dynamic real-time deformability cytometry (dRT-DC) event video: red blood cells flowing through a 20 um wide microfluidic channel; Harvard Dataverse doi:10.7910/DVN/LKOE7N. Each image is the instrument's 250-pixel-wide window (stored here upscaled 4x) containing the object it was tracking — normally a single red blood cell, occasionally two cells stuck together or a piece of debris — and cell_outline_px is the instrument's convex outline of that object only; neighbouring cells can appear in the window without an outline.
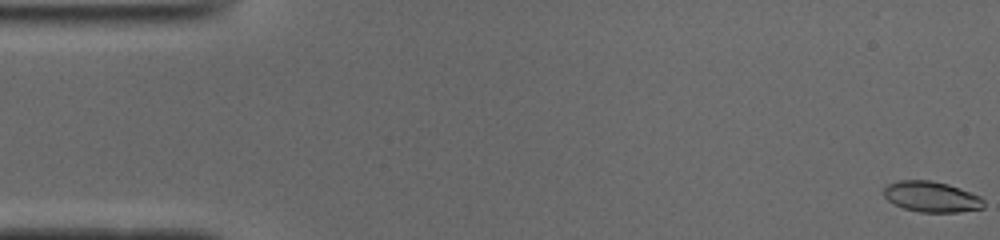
{"species": "common noctule bat (a hibernating species)", "species_latin": "Nyctalus noctula", "temperature_condition": "cold", "stored_images_in_passage": 51, "camera_frame_rate_fps": 3000, "um_per_image_px": 0.085, "animal": {"sex": "male", "body_mass_g": 19.0, "forearm_length_mm": 50.8}, "frame": {"image": 1, "passage_image": 1, "time_ms": 0.0, "image_size_px": [1000, 240], "cell_outline_px": [[984, 208], [956, 212], [920, 212], [904, 208], [888, 200], [880, 192], [888, 184], [896, 180], [932, 180], [948, 184], [960, 188], [980, 196], [984, 200]], "centroid_in_image_um": [79.16, 16.71], "position_along_channel_um": 5.8, "area_um2": 17.98}}
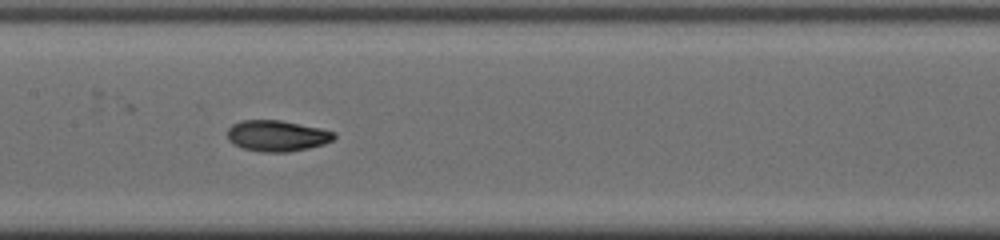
{"frame": {"image": 2, "passage_image": 25, "time_ms": 8.0, "image_size_px": [1000, 240], "cell_outline_px": [[336, 136], [332, 140], [324, 144], [308, 148], [288, 152], [260, 152], [244, 148], [232, 144], [228, 140], [228, 128], [232, 124], [240, 120], [280, 120], [320, 128], [336, 132]], "centroid_in_image_um": [23.53, 11.54], "position_along_channel_um": 183.9, "area_um2": 19.36}}
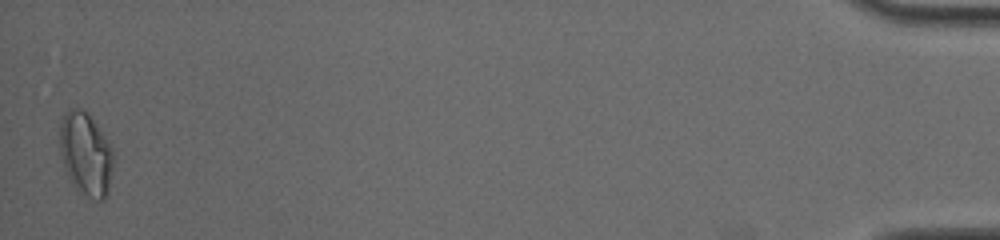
{"frame": {"image": 3, "passage_image": 51, "time_ms": 16.667, "image_size_px": [1000, 240], "cell_outline_px": [[112, 168], [108, 196], [104, 200], [92, 200], [80, 196], [72, 184], [64, 168], [60, 156], [60, 124], [68, 108], [80, 108], [88, 112], [112, 148]], "centroid_in_image_um": [7.28, 13.15], "position_along_channel_um": 427.9, "area_um2": 26.36}, "authors_computed_cell_mechanics": {"area_um2": 18.785, "velocity_mm_per_s": 3.9262, "shape_relaxation_time_tau1_ms": 3.1656, "shape_relaxation_time_tau2_ms": 1.6081, "deformation_change_tau1": 0.1649, "deformation_change_tau2": 0.0671}}